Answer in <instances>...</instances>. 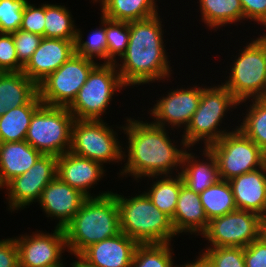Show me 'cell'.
<instances>
[{"label":"cell","instance_id":"cell-1","mask_svg":"<svg viewBox=\"0 0 266 267\" xmlns=\"http://www.w3.org/2000/svg\"><path fill=\"white\" fill-rule=\"evenodd\" d=\"M126 119L125 126L116 127L125 132L128 140V146L125 145L128 153L123 151V159H127V162L118 174L121 177L132 176L139 182V179L145 177L172 175L174 170L179 173L183 155L188 149L184 140L180 142L182 147L178 148L174 145L175 141L170 139L165 127L146 120L131 117Z\"/></svg>","mask_w":266,"mask_h":267},{"label":"cell","instance_id":"cell-2","mask_svg":"<svg viewBox=\"0 0 266 267\" xmlns=\"http://www.w3.org/2000/svg\"><path fill=\"white\" fill-rule=\"evenodd\" d=\"M160 14L129 22V43L125 54L116 63L123 84L127 86L165 81L171 76L170 61L166 53L164 30Z\"/></svg>","mask_w":266,"mask_h":267},{"label":"cell","instance_id":"cell-3","mask_svg":"<svg viewBox=\"0 0 266 267\" xmlns=\"http://www.w3.org/2000/svg\"><path fill=\"white\" fill-rule=\"evenodd\" d=\"M64 231L70 254H81L90 245L119 234L120 213L113 191L101 197H88Z\"/></svg>","mask_w":266,"mask_h":267},{"label":"cell","instance_id":"cell-4","mask_svg":"<svg viewBox=\"0 0 266 267\" xmlns=\"http://www.w3.org/2000/svg\"><path fill=\"white\" fill-rule=\"evenodd\" d=\"M120 213V230L138 244L171 243L177 236L171 218L142 192L130 198L113 193Z\"/></svg>","mask_w":266,"mask_h":267},{"label":"cell","instance_id":"cell-5","mask_svg":"<svg viewBox=\"0 0 266 267\" xmlns=\"http://www.w3.org/2000/svg\"><path fill=\"white\" fill-rule=\"evenodd\" d=\"M239 103L222 82L218 86H204L198 108L181 135L186 146L193 148L199 141H203V147L208 148L226 133L231 132L227 129L220 130L218 126H221L226 113L237 108Z\"/></svg>","mask_w":266,"mask_h":267},{"label":"cell","instance_id":"cell-6","mask_svg":"<svg viewBox=\"0 0 266 267\" xmlns=\"http://www.w3.org/2000/svg\"><path fill=\"white\" fill-rule=\"evenodd\" d=\"M259 36L248 42L238 57L235 56L229 77H226L228 80L222 83L239 104L250 98H266V38Z\"/></svg>","mask_w":266,"mask_h":267},{"label":"cell","instance_id":"cell-7","mask_svg":"<svg viewBox=\"0 0 266 267\" xmlns=\"http://www.w3.org/2000/svg\"><path fill=\"white\" fill-rule=\"evenodd\" d=\"M74 116L68 107L42 104L33 114L25 141L43 155L70 151Z\"/></svg>","mask_w":266,"mask_h":267},{"label":"cell","instance_id":"cell-8","mask_svg":"<svg viewBox=\"0 0 266 267\" xmlns=\"http://www.w3.org/2000/svg\"><path fill=\"white\" fill-rule=\"evenodd\" d=\"M126 88L116 64L98 63L90 72L76 99L68 107L75 119L101 120L107 113L112 96Z\"/></svg>","mask_w":266,"mask_h":267},{"label":"cell","instance_id":"cell-9","mask_svg":"<svg viewBox=\"0 0 266 267\" xmlns=\"http://www.w3.org/2000/svg\"><path fill=\"white\" fill-rule=\"evenodd\" d=\"M117 137V132L103 119H75L70 151L102 165L119 163L123 160L124 147Z\"/></svg>","mask_w":266,"mask_h":267},{"label":"cell","instance_id":"cell-10","mask_svg":"<svg viewBox=\"0 0 266 267\" xmlns=\"http://www.w3.org/2000/svg\"><path fill=\"white\" fill-rule=\"evenodd\" d=\"M235 127L208 147L217 159L220 179L226 181L266 164V153Z\"/></svg>","mask_w":266,"mask_h":267},{"label":"cell","instance_id":"cell-11","mask_svg":"<svg viewBox=\"0 0 266 267\" xmlns=\"http://www.w3.org/2000/svg\"><path fill=\"white\" fill-rule=\"evenodd\" d=\"M98 64L73 54L58 70L38 85V94L44 105L69 107L91 70Z\"/></svg>","mask_w":266,"mask_h":267},{"label":"cell","instance_id":"cell-12","mask_svg":"<svg viewBox=\"0 0 266 267\" xmlns=\"http://www.w3.org/2000/svg\"><path fill=\"white\" fill-rule=\"evenodd\" d=\"M262 217L254 212L236 210L209 221L202 234L209 247H247L259 238Z\"/></svg>","mask_w":266,"mask_h":267},{"label":"cell","instance_id":"cell-13","mask_svg":"<svg viewBox=\"0 0 266 267\" xmlns=\"http://www.w3.org/2000/svg\"><path fill=\"white\" fill-rule=\"evenodd\" d=\"M57 177V156L42 155L27 172L12 179L4 188L8 210L27 208L38 202L43 189Z\"/></svg>","mask_w":266,"mask_h":267},{"label":"cell","instance_id":"cell-14","mask_svg":"<svg viewBox=\"0 0 266 267\" xmlns=\"http://www.w3.org/2000/svg\"><path fill=\"white\" fill-rule=\"evenodd\" d=\"M15 237L18 248L19 267H47L62 261L67 250L64 228L56 227L53 233L42 231Z\"/></svg>","mask_w":266,"mask_h":267},{"label":"cell","instance_id":"cell-15","mask_svg":"<svg viewBox=\"0 0 266 267\" xmlns=\"http://www.w3.org/2000/svg\"><path fill=\"white\" fill-rule=\"evenodd\" d=\"M202 86L194 85L189 88H178L169 91L165 96L156 100V104L149 108L150 117L154 119V125L170 127L174 130L179 127L186 129L192 115L198 108L201 98ZM183 126V127H182Z\"/></svg>","mask_w":266,"mask_h":267},{"label":"cell","instance_id":"cell-16","mask_svg":"<svg viewBox=\"0 0 266 267\" xmlns=\"http://www.w3.org/2000/svg\"><path fill=\"white\" fill-rule=\"evenodd\" d=\"M105 171L101 163L78 156L71 151L57 157V177L87 197H101L112 193L109 190L94 196L89 193L90 188H94L93 185L98 184L106 176Z\"/></svg>","mask_w":266,"mask_h":267},{"label":"cell","instance_id":"cell-17","mask_svg":"<svg viewBox=\"0 0 266 267\" xmlns=\"http://www.w3.org/2000/svg\"><path fill=\"white\" fill-rule=\"evenodd\" d=\"M87 198L81 191L56 177L43 189L38 204L46 217L58 221L56 227L64 228Z\"/></svg>","mask_w":266,"mask_h":267},{"label":"cell","instance_id":"cell-18","mask_svg":"<svg viewBox=\"0 0 266 267\" xmlns=\"http://www.w3.org/2000/svg\"><path fill=\"white\" fill-rule=\"evenodd\" d=\"M74 42L43 37L39 47L23 67V73L38 86L75 53Z\"/></svg>","mask_w":266,"mask_h":267},{"label":"cell","instance_id":"cell-19","mask_svg":"<svg viewBox=\"0 0 266 267\" xmlns=\"http://www.w3.org/2000/svg\"><path fill=\"white\" fill-rule=\"evenodd\" d=\"M139 244L124 233L94 243L81 255L96 267H131Z\"/></svg>","mask_w":266,"mask_h":267},{"label":"cell","instance_id":"cell-20","mask_svg":"<svg viewBox=\"0 0 266 267\" xmlns=\"http://www.w3.org/2000/svg\"><path fill=\"white\" fill-rule=\"evenodd\" d=\"M237 210L266 217V164L252 172L230 179Z\"/></svg>","mask_w":266,"mask_h":267},{"label":"cell","instance_id":"cell-21","mask_svg":"<svg viewBox=\"0 0 266 267\" xmlns=\"http://www.w3.org/2000/svg\"><path fill=\"white\" fill-rule=\"evenodd\" d=\"M191 150L193 149L188 148L185 151L179 174L184 186L200 194L220 180L218 163L215 155L209 148H204L202 151V156L204 155L207 158L203 157L202 161ZM188 151L191 152L189 153Z\"/></svg>","mask_w":266,"mask_h":267},{"label":"cell","instance_id":"cell-22","mask_svg":"<svg viewBox=\"0 0 266 267\" xmlns=\"http://www.w3.org/2000/svg\"><path fill=\"white\" fill-rule=\"evenodd\" d=\"M42 155L26 141L0 142V190L27 172Z\"/></svg>","mask_w":266,"mask_h":267},{"label":"cell","instance_id":"cell-23","mask_svg":"<svg viewBox=\"0 0 266 267\" xmlns=\"http://www.w3.org/2000/svg\"><path fill=\"white\" fill-rule=\"evenodd\" d=\"M171 221L177 235L183 232L202 235L208 228L209 220L204 212L199 194L182 185Z\"/></svg>","mask_w":266,"mask_h":267},{"label":"cell","instance_id":"cell-24","mask_svg":"<svg viewBox=\"0 0 266 267\" xmlns=\"http://www.w3.org/2000/svg\"><path fill=\"white\" fill-rule=\"evenodd\" d=\"M37 94L38 86L23 71L0 72V116L27 105Z\"/></svg>","mask_w":266,"mask_h":267},{"label":"cell","instance_id":"cell-25","mask_svg":"<svg viewBox=\"0 0 266 267\" xmlns=\"http://www.w3.org/2000/svg\"><path fill=\"white\" fill-rule=\"evenodd\" d=\"M42 104L37 94L27 105L10 108L0 116V142L25 141L31 118Z\"/></svg>","mask_w":266,"mask_h":267},{"label":"cell","instance_id":"cell-26","mask_svg":"<svg viewBox=\"0 0 266 267\" xmlns=\"http://www.w3.org/2000/svg\"><path fill=\"white\" fill-rule=\"evenodd\" d=\"M101 3V14L116 21H137L158 14L157 0H94Z\"/></svg>","mask_w":266,"mask_h":267},{"label":"cell","instance_id":"cell-27","mask_svg":"<svg viewBox=\"0 0 266 267\" xmlns=\"http://www.w3.org/2000/svg\"><path fill=\"white\" fill-rule=\"evenodd\" d=\"M202 22L209 29L221 28L226 24L243 21V8L240 0H199Z\"/></svg>","mask_w":266,"mask_h":267},{"label":"cell","instance_id":"cell-28","mask_svg":"<svg viewBox=\"0 0 266 267\" xmlns=\"http://www.w3.org/2000/svg\"><path fill=\"white\" fill-rule=\"evenodd\" d=\"M152 177L153 179H159L153 181L152 186L143 192L147 194L152 203L161 212L172 219L176 210L180 188L183 185L182 178L179 173L177 175L175 174V177L173 175Z\"/></svg>","mask_w":266,"mask_h":267},{"label":"cell","instance_id":"cell-29","mask_svg":"<svg viewBox=\"0 0 266 267\" xmlns=\"http://www.w3.org/2000/svg\"><path fill=\"white\" fill-rule=\"evenodd\" d=\"M199 196L209 221L237 210L231 186L226 180L220 179Z\"/></svg>","mask_w":266,"mask_h":267},{"label":"cell","instance_id":"cell-30","mask_svg":"<svg viewBox=\"0 0 266 267\" xmlns=\"http://www.w3.org/2000/svg\"><path fill=\"white\" fill-rule=\"evenodd\" d=\"M65 5L45 3L44 37L75 41L77 27Z\"/></svg>","mask_w":266,"mask_h":267},{"label":"cell","instance_id":"cell-31","mask_svg":"<svg viewBox=\"0 0 266 267\" xmlns=\"http://www.w3.org/2000/svg\"><path fill=\"white\" fill-rule=\"evenodd\" d=\"M252 104L238 128L266 153V98L251 99Z\"/></svg>","mask_w":266,"mask_h":267},{"label":"cell","instance_id":"cell-32","mask_svg":"<svg viewBox=\"0 0 266 267\" xmlns=\"http://www.w3.org/2000/svg\"><path fill=\"white\" fill-rule=\"evenodd\" d=\"M102 26L93 29L88 36V40L83 41V34L78 28L76 32V39L74 42L75 54L82 56L88 60L93 59L103 60L104 64H110L108 60L107 39H106V17L100 16Z\"/></svg>","mask_w":266,"mask_h":267},{"label":"cell","instance_id":"cell-33","mask_svg":"<svg viewBox=\"0 0 266 267\" xmlns=\"http://www.w3.org/2000/svg\"><path fill=\"white\" fill-rule=\"evenodd\" d=\"M172 246L171 243L139 244L131 267H181L173 262Z\"/></svg>","mask_w":266,"mask_h":267},{"label":"cell","instance_id":"cell-34","mask_svg":"<svg viewBox=\"0 0 266 267\" xmlns=\"http://www.w3.org/2000/svg\"><path fill=\"white\" fill-rule=\"evenodd\" d=\"M201 252L198 257L208 267H245L243 247H206Z\"/></svg>","mask_w":266,"mask_h":267},{"label":"cell","instance_id":"cell-35","mask_svg":"<svg viewBox=\"0 0 266 267\" xmlns=\"http://www.w3.org/2000/svg\"><path fill=\"white\" fill-rule=\"evenodd\" d=\"M129 22L116 21L106 18V39L108 60L117 63V57L125 54L129 43Z\"/></svg>","mask_w":266,"mask_h":267},{"label":"cell","instance_id":"cell-36","mask_svg":"<svg viewBox=\"0 0 266 267\" xmlns=\"http://www.w3.org/2000/svg\"><path fill=\"white\" fill-rule=\"evenodd\" d=\"M28 0H0V33L20 29L24 7Z\"/></svg>","mask_w":266,"mask_h":267},{"label":"cell","instance_id":"cell-37","mask_svg":"<svg viewBox=\"0 0 266 267\" xmlns=\"http://www.w3.org/2000/svg\"><path fill=\"white\" fill-rule=\"evenodd\" d=\"M16 54L19 62L25 66L35 50L39 47L42 36L21 29L12 32Z\"/></svg>","mask_w":266,"mask_h":267},{"label":"cell","instance_id":"cell-38","mask_svg":"<svg viewBox=\"0 0 266 267\" xmlns=\"http://www.w3.org/2000/svg\"><path fill=\"white\" fill-rule=\"evenodd\" d=\"M23 67L16 54L12 33H0V72H18Z\"/></svg>","mask_w":266,"mask_h":267},{"label":"cell","instance_id":"cell-39","mask_svg":"<svg viewBox=\"0 0 266 267\" xmlns=\"http://www.w3.org/2000/svg\"><path fill=\"white\" fill-rule=\"evenodd\" d=\"M45 19V3H41V6L37 7L27 2L20 29L44 37Z\"/></svg>","mask_w":266,"mask_h":267},{"label":"cell","instance_id":"cell-40","mask_svg":"<svg viewBox=\"0 0 266 267\" xmlns=\"http://www.w3.org/2000/svg\"><path fill=\"white\" fill-rule=\"evenodd\" d=\"M245 267H266V244L259 238L244 247Z\"/></svg>","mask_w":266,"mask_h":267},{"label":"cell","instance_id":"cell-41","mask_svg":"<svg viewBox=\"0 0 266 267\" xmlns=\"http://www.w3.org/2000/svg\"><path fill=\"white\" fill-rule=\"evenodd\" d=\"M243 8V21H254L266 27V0H240Z\"/></svg>","mask_w":266,"mask_h":267},{"label":"cell","instance_id":"cell-42","mask_svg":"<svg viewBox=\"0 0 266 267\" xmlns=\"http://www.w3.org/2000/svg\"><path fill=\"white\" fill-rule=\"evenodd\" d=\"M0 267H19L15 238L0 240Z\"/></svg>","mask_w":266,"mask_h":267},{"label":"cell","instance_id":"cell-43","mask_svg":"<svg viewBox=\"0 0 266 267\" xmlns=\"http://www.w3.org/2000/svg\"><path fill=\"white\" fill-rule=\"evenodd\" d=\"M77 258L74 260L70 267H96L92 263H90L86 258H84L81 254H72Z\"/></svg>","mask_w":266,"mask_h":267},{"label":"cell","instance_id":"cell-44","mask_svg":"<svg viewBox=\"0 0 266 267\" xmlns=\"http://www.w3.org/2000/svg\"><path fill=\"white\" fill-rule=\"evenodd\" d=\"M259 239L266 244V217H262L259 225Z\"/></svg>","mask_w":266,"mask_h":267},{"label":"cell","instance_id":"cell-45","mask_svg":"<svg viewBox=\"0 0 266 267\" xmlns=\"http://www.w3.org/2000/svg\"><path fill=\"white\" fill-rule=\"evenodd\" d=\"M194 262H188L187 264H182L181 267H208L198 256Z\"/></svg>","mask_w":266,"mask_h":267},{"label":"cell","instance_id":"cell-46","mask_svg":"<svg viewBox=\"0 0 266 267\" xmlns=\"http://www.w3.org/2000/svg\"><path fill=\"white\" fill-rule=\"evenodd\" d=\"M63 260L60 263H57L55 265H51V266H47V267H65V265H63Z\"/></svg>","mask_w":266,"mask_h":267}]
</instances>
